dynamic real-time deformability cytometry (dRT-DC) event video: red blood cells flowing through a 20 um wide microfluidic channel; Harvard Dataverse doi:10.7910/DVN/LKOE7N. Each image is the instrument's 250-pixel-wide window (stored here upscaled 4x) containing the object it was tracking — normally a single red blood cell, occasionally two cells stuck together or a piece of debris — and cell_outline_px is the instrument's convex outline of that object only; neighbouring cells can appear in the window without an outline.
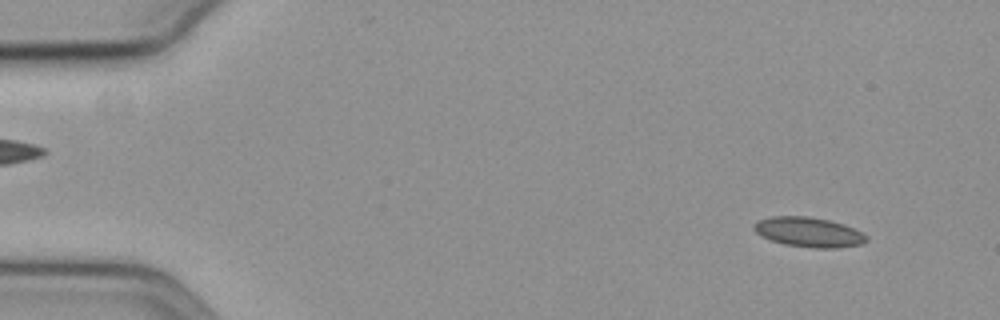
{"species": "common noctule bat (a hibernating species)", "species_latin": "Nyctalus noctula", "temperature_condition": "cold", "stored_images_in_passage": 58, "camera_frame_rate_fps": 3000, "um_per_image_px": 0.085, "animal": {"sex": "female", "body_mass_g": 19.3, "forearm_length_mm": 54.1}, "frame": {"image": 1, "passage_image": 5, "time_ms": 1.333, "image_size_px": [1000, 320], "cell_outline_px": [[868, 240], [860, 244], [840, 248], [812, 248], [784, 244], [760, 236], [752, 228], [752, 224], [756, 220], [772, 216], [808, 216], [828, 220], [844, 224], [868, 236]], "centroid_in_image_um": [68.7, 19.73], "position_along_channel_um": 16.3, "area_um2": 19.65}}
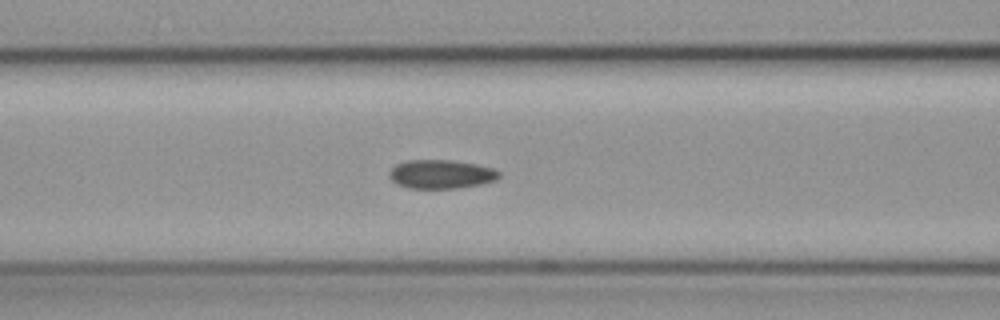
{"frame": {"image": 2, "passage_image": 24, "time_ms": 7.667, "image_size_px": [1000, 320], "cell_outline_px": [[500, 176], [496, 180], [484, 184], [460, 188], [408, 188], [396, 184], [388, 176], [388, 172], [396, 164], [408, 160], [452, 160], [476, 164], [496, 168], [500, 172]], "centroid_in_image_um": [37.52, 14.81], "position_along_channel_um": 129.1, "area_um2": 18.73}}
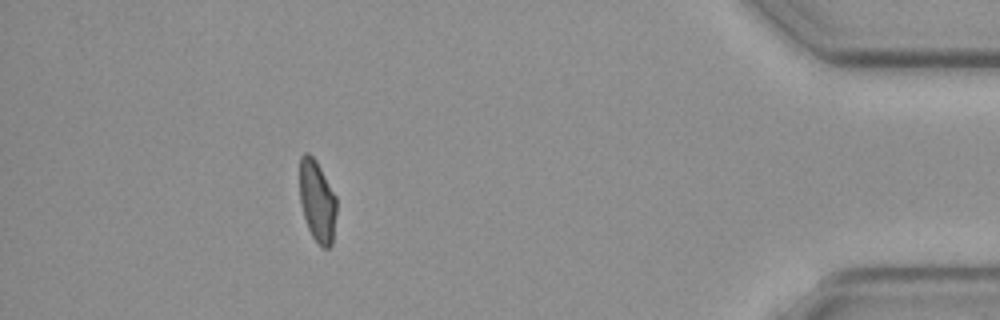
{"frame": {"image": 3, "passage_image": 52, "time_ms": 17.0, "image_size_px": [1000, 320], "cell_outline_px": [[336, 212], [332, 244], [328, 248], [324, 248], [312, 236], [308, 228], [304, 216], [300, 200], [300, 156], [304, 152], [308, 152], [316, 160], [336, 196]], "centroid_in_image_um": [26.96, 17.07], "position_along_channel_um": 408.2, "area_um2": 17.4}, "authors_computed_cell_mechanics": {"area_um2": 18.7561, "velocity_mm_per_s": 3.5854, "shape_relaxation_time_tau1_ms": null, "shape_relaxation_time_tau2_ms": 3.8888, "deformation_change_tau1": null, "deformation_change_tau2": 0.0764}}